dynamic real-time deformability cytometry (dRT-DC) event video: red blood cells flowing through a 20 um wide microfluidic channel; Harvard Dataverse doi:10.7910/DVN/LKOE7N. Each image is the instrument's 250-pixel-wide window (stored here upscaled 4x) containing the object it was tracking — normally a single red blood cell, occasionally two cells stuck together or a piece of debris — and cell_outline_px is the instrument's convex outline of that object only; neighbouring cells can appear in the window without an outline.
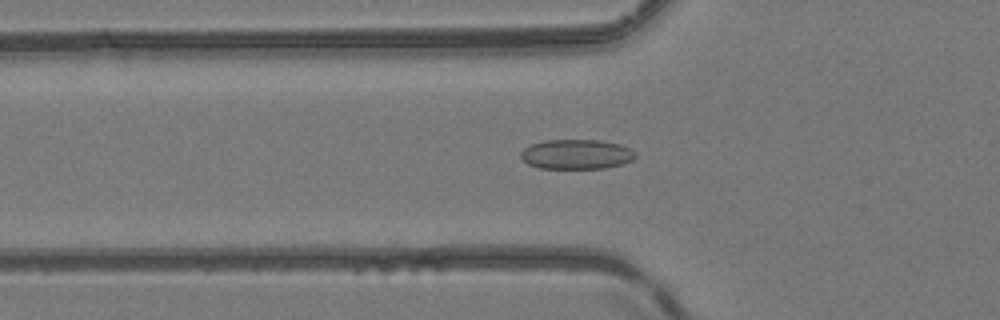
{"species": "common noctule bat (a hibernating species)", "species_latin": "Nyctalus noctula", "temperature_condition": "room temperature", "stored_images_in_passage": 52, "camera_frame_rate_fps": 3000, "um_per_image_px": 0.085, "animal": {"sex": "female", "body_mass_g": 24.6, "forearm_length_mm": 56.2}, "frame": {"image": 1, "passage_image": 19, "time_ms": 6.0, "image_size_px": [1000, 320], "cell_outline_px": [[636, 156], [632, 160], [620, 164], [604, 168], [540, 168], [528, 164], [520, 156], [520, 152], [524, 148], [532, 144], [544, 140], [600, 140], [620, 144], [636, 152]], "centroid_in_image_um": [48.99, 13.1], "position_along_channel_um": 76.8, "area_um2": 19.77}}
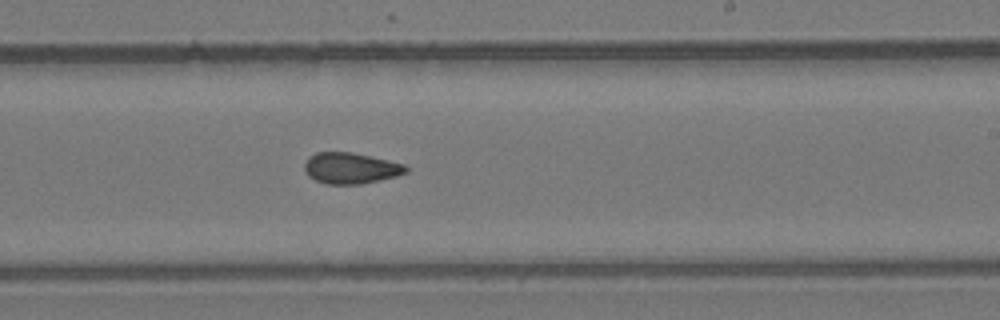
{"frame": {"image": 2, "passage_image": 32, "time_ms": 10.333, "image_size_px": [1000, 320], "cell_outline_px": [[408, 172], [396, 176], [380, 180], [360, 184], [324, 184], [308, 176], [304, 172], [304, 164], [308, 156], [316, 152], [352, 152], [404, 164], [408, 168]], "centroid_in_image_um": [29.77, 14.29], "position_along_channel_um": 259.2, "area_um2": 18.44}}
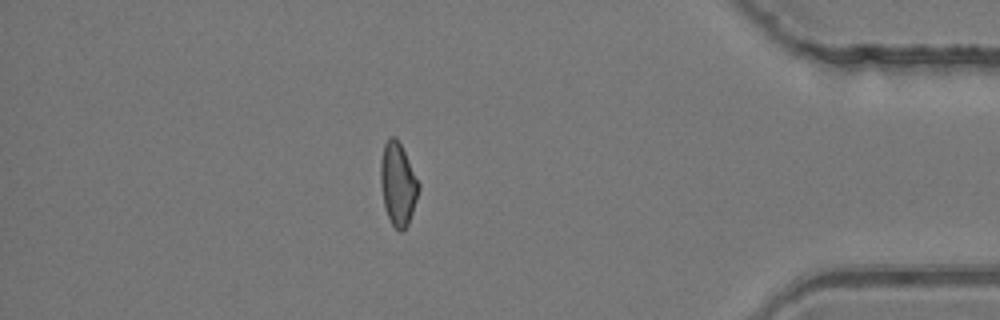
{"frame": {"image": 3, "passage_image": 45, "time_ms": 14.667, "image_size_px": [1000, 320], "cell_outline_px": [[420, 188], [408, 224], [400, 232], [392, 224], [384, 208], [380, 184], [380, 160], [384, 144], [388, 136], [396, 136], [420, 184]], "centroid_in_image_um": [33.8, 15.61], "position_along_channel_um": 401.4, "area_um2": 18.32}}